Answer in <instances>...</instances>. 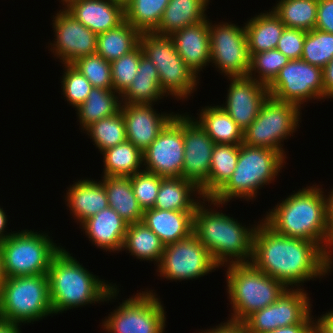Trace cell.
<instances>
[{
  "instance_id": "obj_18",
  "label": "cell",
  "mask_w": 333,
  "mask_h": 333,
  "mask_svg": "<svg viewBox=\"0 0 333 333\" xmlns=\"http://www.w3.org/2000/svg\"><path fill=\"white\" fill-rule=\"evenodd\" d=\"M183 114L184 164L181 178L193 181L199 188L208 180L214 141L195 120Z\"/></svg>"
},
{
  "instance_id": "obj_41",
  "label": "cell",
  "mask_w": 333,
  "mask_h": 333,
  "mask_svg": "<svg viewBox=\"0 0 333 333\" xmlns=\"http://www.w3.org/2000/svg\"><path fill=\"white\" fill-rule=\"evenodd\" d=\"M333 58V34L319 29L308 31L301 59L322 69Z\"/></svg>"
},
{
  "instance_id": "obj_57",
  "label": "cell",
  "mask_w": 333,
  "mask_h": 333,
  "mask_svg": "<svg viewBox=\"0 0 333 333\" xmlns=\"http://www.w3.org/2000/svg\"><path fill=\"white\" fill-rule=\"evenodd\" d=\"M329 200H333V188L328 192Z\"/></svg>"
},
{
  "instance_id": "obj_49",
  "label": "cell",
  "mask_w": 333,
  "mask_h": 333,
  "mask_svg": "<svg viewBox=\"0 0 333 333\" xmlns=\"http://www.w3.org/2000/svg\"><path fill=\"white\" fill-rule=\"evenodd\" d=\"M265 333H315V323H298L279 327Z\"/></svg>"
},
{
  "instance_id": "obj_43",
  "label": "cell",
  "mask_w": 333,
  "mask_h": 333,
  "mask_svg": "<svg viewBox=\"0 0 333 333\" xmlns=\"http://www.w3.org/2000/svg\"><path fill=\"white\" fill-rule=\"evenodd\" d=\"M143 55V50L138 45L130 53L111 62L112 85L115 92L122 95L131 85Z\"/></svg>"
},
{
  "instance_id": "obj_15",
  "label": "cell",
  "mask_w": 333,
  "mask_h": 333,
  "mask_svg": "<svg viewBox=\"0 0 333 333\" xmlns=\"http://www.w3.org/2000/svg\"><path fill=\"white\" fill-rule=\"evenodd\" d=\"M310 300L304 288H288L276 302L255 311L242 324L249 333H265L288 325L315 323Z\"/></svg>"
},
{
  "instance_id": "obj_34",
  "label": "cell",
  "mask_w": 333,
  "mask_h": 333,
  "mask_svg": "<svg viewBox=\"0 0 333 333\" xmlns=\"http://www.w3.org/2000/svg\"><path fill=\"white\" fill-rule=\"evenodd\" d=\"M164 248L160 238L144 223L128 224L121 251L126 250V253H131L130 255L140 261H154L157 266Z\"/></svg>"
},
{
  "instance_id": "obj_8",
  "label": "cell",
  "mask_w": 333,
  "mask_h": 333,
  "mask_svg": "<svg viewBox=\"0 0 333 333\" xmlns=\"http://www.w3.org/2000/svg\"><path fill=\"white\" fill-rule=\"evenodd\" d=\"M139 45L159 73L160 87L166 98L187 101L199 84L200 76L192 72L177 53L174 41L169 35L154 32L140 34ZM199 78V79H198Z\"/></svg>"
},
{
  "instance_id": "obj_32",
  "label": "cell",
  "mask_w": 333,
  "mask_h": 333,
  "mask_svg": "<svg viewBox=\"0 0 333 333\" xmlns=\"http://www.w3.org/2000/svg\"><path fill=\"white\" fill-rule=\"evenodd\" d=\"M241 144H215L208 180L200 187L204 198H212L232 177Z\"/></svg>"
},
{
  "instance_id": "obj_56",
  "label": "cell",
  "mask_w": 333,
  "mask_h": 333,
  "mask_svg": "<svg viewBox=\"0 0 333 333\" xmlns=\"http://www.w3.org/2000/svg\"><path fill=\"white\" fill-rule=\"evenodd\" d=\"M131 0H114V2L121 4L122 6H126Z\"/></svg>"
},
{
  "instance_id": "obj_23",
  "label": "cell",
  "mask_w": 333,
  "mask_h": 333,
  "mask_svg": "<svg viewBox=\"0 0 333 333\" xmlns=\"http://www.w3.org/2000/svg\"><path fill=\"white\" fill-rule=\"evenodd\" d=\"M79 226L97 248L113 253L122 250L128 223L111 207L101 210Z\"/></svg>"
},
{
  "instance_id": "obj_33",
  "label": "cell",
  "mask_w": 333,
  "mask_h": 333,
  "mask_svg": "<svg viewBox=\"0 0 333 333\" xmlns=\"http://www.w3.org/2000/svg\"><path fill=\"white\" fill-rule=\"evenodd\" d=\"M121 105V95L113 89L93 87L87 99L75 109L81 130L118 113Z\"/></svg>"
},
{
  "instance_id": "obj_51",
  "label": "cell",
  "mask_w": 333,
  "mask_h": 333,
  "mask_svg": "<svg viewBox=\"0 0 333 333\" xmlns=\"http://www.w3.org/2000/svg\"><path fill=\"white\" fill-rule=\"evenodd\" d=\"M323 71V85H324V99L333 98V58L322 69Z\"/></svg>"
},
{
  "instance_id": "obj_3",
  "label": "cell",
  "mask_w": 333,
  "mask_h": 333,
  "mask_svg": "<svg viewBox=\"0 0 333 333\" xmlns=\"http://www.w3.org/2000/svg\"><path fill=\"white\" fill-rule=\"evenodd\" d=\"M202 200L194 212L193 234L209 251L215 264L221 268L249 263L253 254L254 234L260 222L246 227L230 214L226 215L220 209L217 211L218 207L227 204L211 198ZM205 202H208V206Z\"/></svg>"
},
{
  "instance_id": "obj_16",
  "label": "cell",
  "mask_w": 333,
  "mask_h": 333,
  "mask_svg": "<svg viewBox=\"0 0 333 333\" xmlns=\"http://www.w3.org/2000/svg\"><path fill=\"white\" fill-rule=\"evenodd\" d=\"M143 170L163 178L181 177L184 164L183 113H177L142 153Z\"/></svg>"
},
{
  "instance_id": "obj_2",
  "label": "cell",
  "mask_w": 333,
  "mask_h": 333,
  "mask_svg": "<svg viewBox=\"0 0 333 333\" xmlns=\"http://www.w3.org/2000/svg\"><path fill=\"white\" fill-rule=\"evenodd\" d=\"M316 185L293 191L262 221L279 235L317 243L329 255V195Z\"/></svg>"
},
{
  "instance_id": "obj_46",
  "label": "cell",
  "mask_w": 333,
  "mask_h": 333,
  "mask_svg": "<svg viewBox=\"0 0 333 333\" xmlns=\"http://www.w3.org/2000/svg\"><path fill=\"white\" fill-rule=\"evenodd\" d=\"M306 31L285 27L276 49L290 60L301 59Z\"/></svg>"
},
{
  "instance_id": "obj_17",
  "label": "cell",
  "mask_w": 333,
  "mask_h": 333,
  "mask_svg": "<svg viewBox=\"0 0 333 333\" xmlns=\"http://www.w3.org/2000/svg\"><path fill=\"white\" fill-rule=\"evenodd\" d=\"M53 43L49 50L62 64H72L81 57L96 54L97 34L76 20L64 8L53 15Z\"/></svg>"
},
{
  "instance_id": "obj_39",
  "label": "cell",
  "mask_w": 333,
  "mask_h": 333,
  "mask_svg": "<svg viewBox=\"0 0 333 333\" xmlns=\"http://www.w3.org/2000/svg\"><path fill=\"white\" fill-rule=\"evenodd\" d=\"M92 139L96 148L102 153L127 140L125 122L121 110L93 123L85 132Z\"/></svg>"
},
{
  "instance_id": "obj_40",
  "label": "cell",
  "mask_w": 333,
  "mask_h": 333,
  "mask_svg": "<svg viewBox=\"0 0 333 333\" xmlns=\"http://www.w3.org/2000/svg\"><path fill=\"white\" fill-rule=\"evenodd\" d=\"M289 61L290 59L277 49L255 53L252 55L247 76L268 86Z\"/></svg>"
},
{
  "instance_id": "obj_14",
  "label": "cell",
  "mask_w": 333,
  "mask_h": 333,
  "mask_svg": "<svg viewBox=\"0 0 333 333\" xmlns=\"http://www.w3.org/2000/svg\"><path fill=\"white\" fill-rule=\"evenodd\" d=\"M217 268L219 269L209 251L192 234L186 239L165 246L156 272L163 279L180 282L196 280Z\"/></svg>"
},
{
  "instance_id": "obj_10",
  "label": "cell",
  "mask_w": 333,
  "mask_h": 333,
  "mask_svg": "<svg viewBox=\"0 0 333 333\" xmlns=\"http://www.w3.org/2000/svg\"><path fill=\"white\" fill-rule=\"evenodd\" d=\"M299 106L268 97L250 126L243 131V143L251 147L273 149L285 158L284 140L293 137L301 123Z\"/></svg>"
},
{
  "instance_id": "obj_31",
  "label": "cell",
  "mask_w": 333,
  "mask_h": 333,
  "mask_svg": "<svg viewBox=\"0 0 333 333\" xmlns=\"http://www.w3.org/2000/svg\"><path fill=\"white\" fill-rule=\"evenodd\" d=\"M199 111L195 120L215 144L243 143V130L221 106H205Z\"/></svg>"
},
{
  "instance_id": "obj_50",
  "label": "cell",
  "mask_w": 333,
  "mask_h": 333,
  "mask_svg": "<svg viewBox=\"0 0 333 333\" xmlns=\"http://www.w3.org/2000/svg\"><path fill=\"white\" fill-rule=\"evenodd\" d=\"M315 333H333V310H329L325 314L316 319L315 317Z\"/></svg>"
},
{
  "instance_id": "obj_22",
  "label": "cell",
  "mask_w": 333,
  "mask_h": 333,
  "mask_svg": "<svg viewBox=\"0 0 333 333\" xmlns=\"http://www.w3.org/2000/svg\"><path fill=\"white\" fill-rule=\"evenodd\" d=\"M170 37L174 41L177 53L197 76L209 66L211 62L209 18L175 31Z\"/></svg>"
},
{
  "instance_id": "obj_28",
  "label": "cell",
  "mask_w": 333,
  "mask_h": 333,
  "mask_svg": "<svg viewBox=\"0 0 333 333\" xmlns=\"http://www.w3.org/2000/svg\"><path fill=\"white\" fill-rule=\"evenodd\" d=\"M268 11L258 13L259 15L256 14L244 23L251 56L258 52L276 49L286 27L272 9Z\"/></svg>"
},
{
  "instance_id": "obj_36",
  "label": "cell",
  "mask_w": 333,
  "mask_h": 333,
  "mask_svg": "<svg viewBox=\"0 0 333 333\" xmlns=\"http://www.w3.org/2000/svg\"><path fill=\"white\" fill-rule=\"evenodd\" d=\"M101 154L104 163L103 176L130 177L143 170L142 152L128 140Z\"/></svg>"
},
{
  "instance_id": "obj_38",
  "label": "cell",
  "mask_w": 333,
  "mask_h": 333,
  "mask_svg": "<svg viewBox=\"0 0 333 333\" xmlns=\"http://www.w3.org/2000/svg\"><path fill=\"white\" fill-rule=\"evenodd\" d=\"M170 0H131L125 7V21L140 33L154 32Z\"/></svg>"
},
{
  "instance_id": "obj_19",
  "label": "cell",
  "mask_w": 333,
  "mask_h": 333,
  "mask_svg": "<svg viewBox=\"0 0 333 333\" xmlns=\"http://www.w3.org/2000/svg\"><path fill=\"white\" fill-rule=\"evenodd\" d=\"M230 84L227 88L224 109L236 124L244 131L256 119L261 106L270 96L266 85L245 77H227Z\"/></svg>"
},
{
  "instance_id": "obj_7",
  "label": "cell",
  "mask_w": 333,
  "mask_h": 333,
  "mask_svg": "<svg viewBox=\"0 0 333 333\" xmlns=\"http://www.w3.org/2000/svg\"><path fill=\"white\" fill-rule=\"evenodd\" d=\"M53 315L47 274L5 280L0 289V320L28 325Z\"/></svg>"
},
{
  "instance_id": "obj_5",
  "label": "cell",
  "mask_w": 333,
  "mask_h": 333,
  "mask_svg": "<svg viewBox=\"0 0 333 333\" xmlns=\"http://www.w3.org/2000/svg\"><path fill=\"white\" fill-rule=\"evenodd\" d=\"M225 267L226 291L232 309L227 321L242 323L255 311L276 302L288 289L251 262Z\"/></svg>"
},
{
  "instance_id": "obj_48",
  "label": "cell",
  "mask_w": 333,
  "mask_h": 333,
  "mask_svg": "<svg viewBox=\"0 0 333 333\" xmlns=\"http://www.w3.org/2000/svg\"><path fill=\"white\" fill-rule=\"evenodd\" d=\"M216 327V328H215ZM210 329L201 330L199 333H249L242 323L235 322H221Z\"/></svg>"
},
{
  "instance_id": "obj_11",
  "label": "cell",
  "mask_w": 333,
  "mask_h": 333,
  "mask_svg": "<svg viewBox=\"0 0 333 333\" xmlns=\"http://www.w3.org/2000/svg\"><path fill=\"white\" fill-rule=\"evenodd\" d=\"M154 290L140 291L119 303L102 321L107 333H164L166 311Z\"/></svg>"
},
{
  "instance_id": "obj_45",
  "label": "cell",
  "mask_w": 333,
  "mask_h": 333,
  "mask_svg": "<svg viewBox=\"0 0 333 333\" xmlns=\"http://www.w3.org/2000/svg\"><path fill=\"white\" fill-rule=\"evenodd\" d=\"M162 178L146 170L130 176L134 195L143 210L154 207Z\"/></svg>"
},
{
  "instance_id": "obj_25",
  "label": "cell",
  "mask_w": 333,
  "mask_h": 333,
  "mask_svg": "<svg viewBox=\"0 0 333 333\" xmlns=\"http://www.w3.org/2000/svg\"><path fill=\"white\" fill-rule=\"evenodd\" d=\"M194 212L149 208L143 210L142 223L149 227L166 246L193 234Z\"/></svg>"
},
{
  "instance_id": "obj_1",
  "label": "cell",
  "mask_w": 333,
  "mask_h": 333,
  "mask_svg": "<svg viewBox=\"0 0 333 333\" xmlns=\"http://www.w3.org/2000/svg\"><path fill=\"white\" fill-rule=\"evenodd\" d=\"M259 221L250 262L265 274L288 288H303L305 282L333 271V261L317 243L279 235Z\"/></svg>"
},
{
  "instance_id": "obj_52",
  "label": "cell",
  "mask_w": 333,
  "mask_h": 333,
  "mask_svg": "<svg viewBox=\"0 0 333 333\" xmlns=\"http://www.w3.org/2000/svg\"><path fill=\"white\" fill-rule=\"evenodd\" d=\"M7 221L8 220L6 212L3 210V207H0V243L8 239L14 233V231L12 232V230L11 232L5 231L8 230L6 229Z\"/></svg>"
},
{
  "instance_id": "obj_24",
  "label": "cell",
  "mask_w": 333,
  "mask_h": 333,
  "mask_svg": "<svg viewBox=\"0 0 333 333\" xmlns=\"http://www.w3.org/2000/svg\"><path fill=\"white\" fill-rule=\"evenodd\" d=\"M66 190V206L70 215L74 217L80 225L96 215L101 210L109 207L107 194L101 181L93 179H80L70 185Z\"/></svg>"
},
{
  "instance_id": "obj_37",
  "label": "cell",
  "mask_w": 333,
  "mask_h": 333,
  "mask_svg": "<svg viewBox=\"0 0 333 333\" xmlns=\"http://www.w3.org/2000/svg\"><path fill=\"white\" fill-rule=\"evenodd\" d=\"M271 9L288 28L306 32L315 28L318 0H279Z\"/></svg>"
},
{
  "instance_id": "obj_21",
  "label": "cell",
  "mask_w": 333,
  "mask_h": 333,
  "mask_svg": "<svg viewBox=\"0 0 333 333\" xmlns=\"http://www.w3.org/2000/svg\"><path fill=\"white\" fill-rule=\"evenodd\" d=\"M64 9L95 34L118 27L125 21L124 6L111 0H69Z\"/></svg>"
},
{
  "instance_id": "obj_54",
  "label": "cell",
  "mask_w": 333,
  "mask_h": 333,
  "mask_svg": "<svg viewBox=\"0 0 333 333\" xmlns=\"http://www.w3.org/2000/svg\"><path fill=\"white\" fill-rule=\"evenodd\" d=\"M21 325L0 320V333H21Z\"/></svg>"
},
{
  "instance_id": "obj_58",
  "label": "cell",
  "mask_w": 333,
  "mask_h": 333,
  "mask_svg": "<svg viewBox=\"0 0 333 333\" xmlns=\"http://www.w3.org/2000/svg\"><path fill=\"white\" fill-rule=\"evenodd\" d=\"M69 0H61V1H59L62 5H64V4H66L67 2H68Z\"/></svg>"
},
{
  "instance_id": "obj_12",
  "label": "cell",
  "mask_w": 333,
  "mask_h": 333,
  "mask_svg": "<svg viewBox=\"0 0 333 333\" xmlns=\"http://www.w3.org/2000/svg\"><path fill=\"white\" fill-rule=\"evenodd\" d=\"M209 19L211 64L224 77H245L251 67L244 24L232 22L213 24Z\"/></svg>"
},
{
  "instance_id": "obj_9",
  "label": "cell",
  "mask_w": 333,
  "mask_h": 333,
  "mask_svg": "<svg viewBox=\"0 0 333 333\" xmlns=\"http://www.w3.org/2000/svg\"><path fill=\"white\" fill-rule=\"evenodd\" d=\"M48 235L45 231L18 230L0 243L7 278L48 273L53 257L62 248Z\"/></svg>"
},
{
  "instance_id": "obj_26",
  "label": "cell",
  "mask_w": 333,
  "mask_h": 333,
  "mask_svg": "<svg viewBox=\"0 0 333 333\" xmlns=\"http://www.w3.org/2000/svg\"><path fill=\"white\" fill-rule=\"evenodd\" d=\"M203 198L200 188L193 181L181 177H167L161 180L153 208L173 211H195Z\"/></svg>"
},
{
  "instance_id": "obj_27",
  "label": "cell",
  "mask_w": 333,
  "mask_h": 333,
  "mask_svg": "<svg viewBox=\"0 0 333 333\" xmlns=\"http://www.w3.org/2000/svg\"><path fill=\"white\" fill-rule=\"evenodd\" d=\"M209 2L210 0H170L154 33L170 36L184 27L205 21L208 18L206 12Z\"/></svg>"
},
{
  "instance_id": "obj_4",
  "label": "cell",
  "mask_w": 333,
  "mask_h": 333,
  "mask_svg": "<svg viewBox=\"0 0 333 333\" xmlns=\"http://www.w3.org/2000/svg\"><path fill=\"white\" fill-rule=\"evenodd\" d=\"M47 275L54 315L92 303L116 300L120 291L116 283H106L88 271L64 247L53 257Z\"/></svg>"
},
{
  "instance_id": "obj_47",
  "label": "cell",
  "mask_w": 333,
  "mask_h": 333,
  "mask_svg": "<svg viewBox=\"0 0 333 333\" xmlns=\"http://www.w3.org/2000/svg\"><path fill=\"white\" fill-rule=\"evenodd\" d=\"M315 28L333 34V0H318Z\"/></svg>"
},
{
  "instance_id": "obj_30",
  "label": "cell",
  "mask_w": 333,
  "mask_h": 333,
  "mask_svg": "<svg viewBox=\"0 0 333 333\" xmlns=\"http://www.w3.org/2000/svg\"><path fill=\"white\" fill-rule=\"evenodd\" d=\"M109 207L114 209L128 224L142 222L143 209L134 195L130 177L102 176Z\"/></svg>"
},
{
  "instance_id": "obj_42",
  "label": "cell",
  "mask_w": 333,
  "mask_h": 333,
  "mask_svg": "<svg viewBox=\"0 0 333 333\" xmlns=\"http://www.w3.org/2000/svg\"><path fill=\"white\" fill-rule=\"evenodd\" d=\"M71 65L82 73L93 87L113 89L111 63L100 55L81 57Z\"/></svg>"
},
{
  "instance_id": "obj_35",
  "label": "cell",
  "mask_w": 333,
  "mask_h": 333,
  "mask_svg": "<svg viewBox=\"0 0 333 333\" xmlns=\"http://www.w3.org/2000/svg\"><path fill=\"white\" fill-rule=\"evenodd\" d=\"M140 32L124 21L118 27L98 34L96 54L108 62L130 53L139 45Z\"/></svg>"
},
{
  "instance_id": "obj_44",
  "label": "cell",
  "mask_w": 333,
  "mask_h": 333,
  "mask_svg": "<svg viewBox=\"0 0 333 333\" xmlns=\"http://www.w3.org/2000/svg\"><path fill=\"white\" fill-rule=\"evenodd\" d=\"M63 67L64 73H62L63 75L60 82L62 85V94L65 97V101L67 100V102H69L68 104L76 109L87 99L93 86L85 76L71 64H64Z\"/></svg>"
},
{
  "instance_id": "obj_6",
  "label": "cell",
  "mask_w": 333,
  "mask_h": 333,
  "mask_svg": "<svg viewBox=\"0 0 333 333\" xmlns=\"http://www.w3.org/2000/svg\"><path fill=\"white\" fill-rule=\"evenodd\" d=\"M285 160L280 152L273 149L251 147L242 143L232 177L211 199L222 204L233 198L253 201L259 189L277 179L276 176L286 164Z\"/></svg>"
},
{
  "instance_id": "obj_13",
  "label": "cell",
  "mask_w": 333,
  "mask_h": 333,
  "mask_svg": "<svg viewBox=\"0 0 333 333\" xmlns=\"http://www.w3.org/2000/svg\"><path fill=\"white\" fill-rule=\"evenodd\" d=\"M267 88L275 100L303 108L312 99L324 100L323 71L302 59L290 60Z\"/></svg>"
},
{
  "instance_id": "obj_53",
  "label": "cell",
  "mask_w": 333,
  "mask_h": 333,
  "mask_svg": "<svg viewBox=\"0 0 333 333\" xmlns=\"http://www.w3.org/2000/svg\"><path fill=\"white\" fill-rule=\"evenodd\" d=\"M329 257L333 261V200H329Z\"/></svg>"
},
{
  "instance_id": "obj_55",
  "label": "cell",
  "mask_w": 333,
  "mask_h": 333,
  "mask_svg": "<svg viewBox=\"0 0 333 333\" xmlns=\"http://www.w3.org/2000/svg\"><path fill=\"white\" fill-rule=\"evenodd\" d=\"M7 279L5 269H4V262H3V255L0 249V289L2 288L3 283Z\"/></svg>"
},
{
  "instance_id": "obj_29",
  "label": "cell",
  "mask_w": 333,
  "mask_h": 333,
  "mask_svg": "<svg viewBox=\"0 0 333 333\" xmlns=\"http://www.w3.org/2000/svg\"><path fill=\"white\" fill-rule=\"evenodd\" d=\"M133 78L131 85L121 95L122 104H155L165 98L159 85L158 70L146 56L141 57Z\"/></svg>"
},
{
  "instance_id": "obj_20",
  "label": "cell",
  "mask_w": 333,
  "mask_h": 333,
  "mask_svg": "<svg viewBox=\"0 0 333 333\" xmlns=\"http://www.w3.org/2000/svg\"><path fill=\"white\" fill-rule=\"evenodd\" d=\"M154 105L155 104L121 105L120 110L125 122L126 138L142 153L177 114L174 112H161L160 114L154 109Z\"/></svg>"
}]
</instances>
